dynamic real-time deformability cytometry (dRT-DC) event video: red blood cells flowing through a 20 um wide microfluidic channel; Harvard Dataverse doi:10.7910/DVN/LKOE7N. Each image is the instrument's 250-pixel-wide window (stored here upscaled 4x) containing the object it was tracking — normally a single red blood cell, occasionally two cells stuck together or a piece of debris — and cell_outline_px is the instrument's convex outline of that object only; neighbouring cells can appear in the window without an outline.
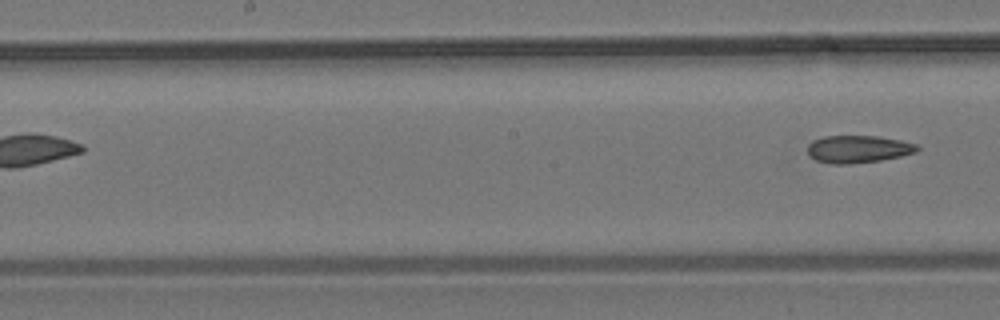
{"species": "common noctule bat (a hibernating species)", "species_latin": "Nyctalus noctula", "temperature_condition": "room temperature", "stored_images_in_passage": 7, "segment_of_instrument_passage": [2, 2], "camera_frame_rate_fps": 3000, "um_per_image_px": 0.085, "animal": {"sex": "male", "body_mass_g": 19.2, "forearm_length_mm": 51.8}, "frame": {"image": 1, "passage_image": 7, "time_ms": 7.0, "image_size_px": [1000, 320], "cell_outline_px": [[920, 148], [916, 152], [900, 156], [880, 160], [852, 164], [832, 164], [816, 160], [808, 156], [808, 144], [812, 140], [824, 136], [876, 136], [900, 140], [916, 144]], "centroid_in_image_um": [72.91, 12.67], "position_along_channel_um": 175.3, "area_um2": 17.57}}